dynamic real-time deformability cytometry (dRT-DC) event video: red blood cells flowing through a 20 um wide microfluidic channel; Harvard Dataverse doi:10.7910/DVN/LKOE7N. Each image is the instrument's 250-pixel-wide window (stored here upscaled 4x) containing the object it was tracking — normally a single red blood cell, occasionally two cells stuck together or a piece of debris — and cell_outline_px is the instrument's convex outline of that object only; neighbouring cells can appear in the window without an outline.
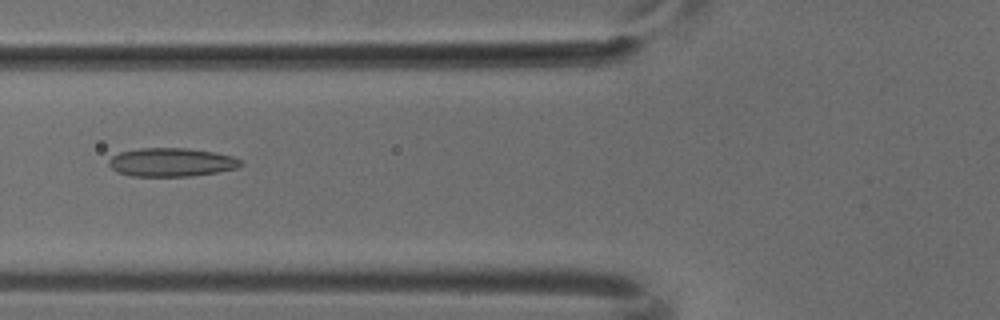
{"species": "common noctule bat (a hibernating species)", "species_latin": "Nyctalus noctula", "temperature_condition": "cold", "stored_images_in_passage": 6, "camera_frame_rate_fps": 3000, "um_per_image_px": 0.085, "animal": {"sex": "male", "body_mass_g": 18.8}, "frame": {"image": 1, "passage_image": 5, "time_ms": 1.333, "image_size_px": [1000, 320], "cell_outline_px": [[244, 164], [236, 168], [216, 172], [192, 176], [132, 176], [116, 172], [108, 164], [108, 160], [112, 156], [120, 152], [140, 148], [188, 148], [212, 152], [232, 156], [244, 160]], "centroid_in_image_um": [14.57, 13.79], "position_along_channel_um": 111.2, "area_um2": 22.02}}
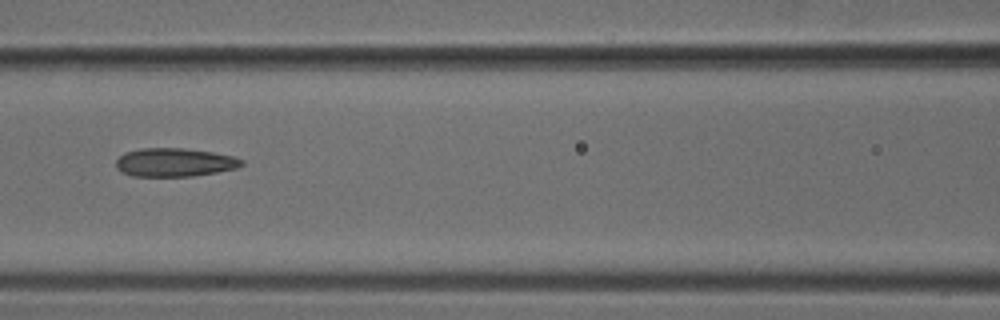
{"frame": {"image": 2, "passage_image": 6, "time_ms": 1.667, "image_size_px": [1000, 320], "cell_outline_px": [[244, 164], [236, 168], [216, 172], [192, 176], [132, 176], [120, 172], [116, 168], [116, 160], [124, 152], [140, 148], [184, 148], [212, 152], [232, 156], [244, 160]], "centroid_in_image_um": [14.8, 13.8], "position_along_channel_um": 151.8, "area_um2": 20.92}}